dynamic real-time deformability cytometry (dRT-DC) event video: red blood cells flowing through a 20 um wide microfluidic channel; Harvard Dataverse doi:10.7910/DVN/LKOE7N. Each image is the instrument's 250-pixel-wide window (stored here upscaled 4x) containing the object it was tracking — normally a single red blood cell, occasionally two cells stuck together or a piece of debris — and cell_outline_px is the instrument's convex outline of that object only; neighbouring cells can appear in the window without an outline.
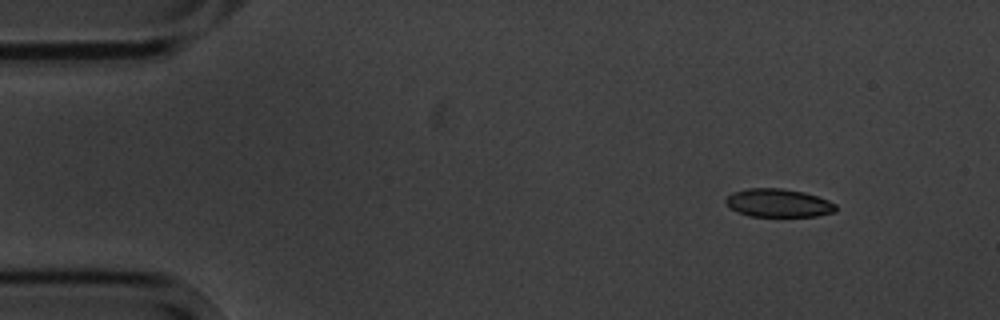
{"species": "common noctule bat (a hibernating species)", "species_latin": "Nyctalus noctula", "temperature_condition": "cold", "stored_images_in_passage": 4, "camera_frame_rate_fps": 3000, "um_per_image_px": 0.085, "animal": {"sex": "male", "body_mass_g": 20.1, "forearm_length_mm": 53.5}, "frame": {"image": 1, "passage_image": 1, "time_ms": 0.0, "image_size_px": [1000, 320], "cell_outline_px": [[836, 212], [816, 216], [748, 216], [728, 208], [724, 200], [732, 192], [748, 188], [784, 188], [804, 192], [828, 200], [836, 204]], "centroid_in_image_um": [66.14, 17.25], "position_along_channel_um": 18.9, "area_um2": 18.26}}
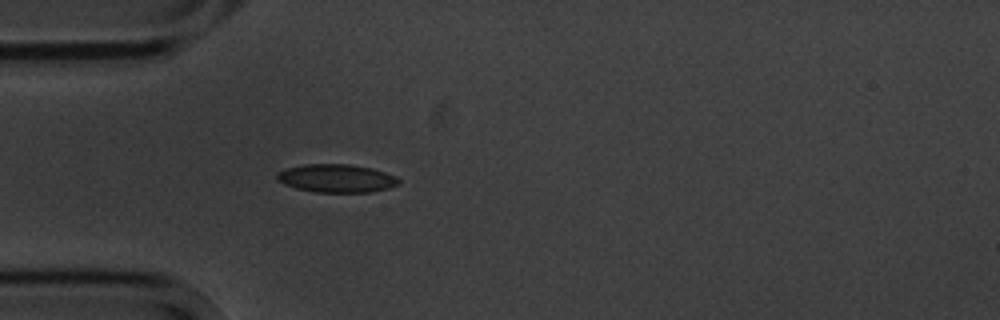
{"frame": {"image": 2, "passage_image": 4, "time_ms": 3.333, "image_size_px": [1000, 320], "cell_outline_px": [[400, 184], [388, 188], [372, 192], [316, 192], [296, 188], [284, 184], [276, 180], [276, 172], [284, 168], [304, 164], [348, 164], [372, 168], [396, 176], [400, 180]], "centroid_in_image_um": [28.58, 15.15], "position_along_channel_um": 56.4, "area_um2": 20.17}}